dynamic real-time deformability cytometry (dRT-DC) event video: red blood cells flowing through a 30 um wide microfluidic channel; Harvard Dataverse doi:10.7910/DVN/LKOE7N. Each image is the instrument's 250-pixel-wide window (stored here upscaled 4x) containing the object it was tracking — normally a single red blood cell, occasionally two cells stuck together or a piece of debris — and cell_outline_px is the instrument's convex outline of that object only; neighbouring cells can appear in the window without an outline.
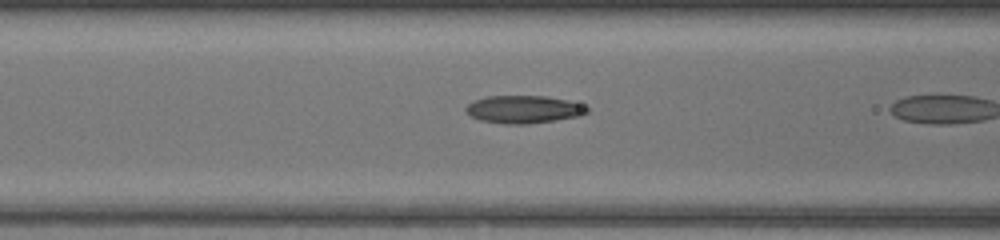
{"species": "common noctule bat (a hibernating species)", "species_latin": "Nyctalus noctula", "temperature_condition": "warm", "stored_images_in_passage": 7, "camera_frame_rate_fps": 3000, "um_per_image_px": 0.085, "animal": {"sex": "female", "body_mass_g": 17.0, "forearm_length_mm": 48.0}, "frame": {"image": 1, "passage_image": 6, "time_ms": 1.667, "image_size_px": [1000, 240], "cell_outline_px": [[588, 112], [576, 116], [528, 124], [504, 124], [480, 120], [472, 116], [464, 108], [468, 104], [476, 100], [488, 96], [544, 96], [568, 100], [580, 104], [588, 108]], "centroid_in_image_um": [44.48, 9.29], "position_along_channel_um": 122.1, "area_um2": 19.19}}